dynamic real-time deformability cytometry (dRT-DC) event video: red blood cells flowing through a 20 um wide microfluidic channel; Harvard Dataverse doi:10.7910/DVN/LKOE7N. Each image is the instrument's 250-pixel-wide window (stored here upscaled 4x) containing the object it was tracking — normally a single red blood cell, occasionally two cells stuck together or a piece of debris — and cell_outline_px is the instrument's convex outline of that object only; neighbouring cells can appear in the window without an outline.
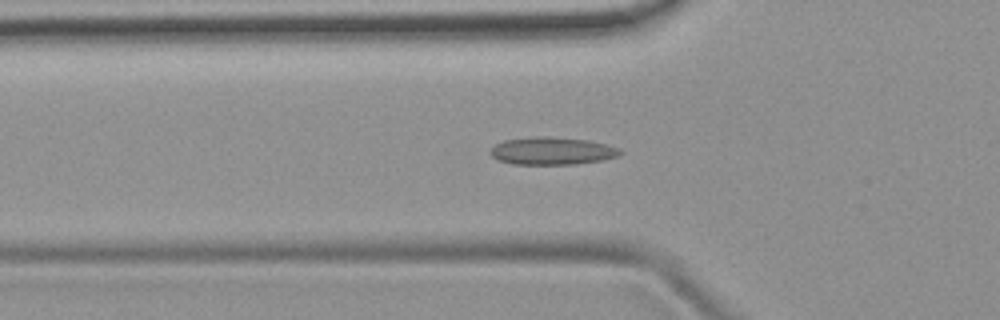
{"species": "common noctule bat (a hibernating species)", "species_latin": "Nyctalus noctula", "temperature_condition": "room temperature", "stored_images_in_passage": 50, "camera_frame_rate_fps": 3000, "um_per_image_px": 0.085, "animal": {"sex": "female", "body_mass_g": 19.9}, "frame": {"image": 1, "passage_image": 16, "time_ms": 5.0, "image_size_px": [1000, 320], "cell_outline_px": [[624, 152], [616, 156], [604, 160], [576, 164], [512, 164], [496, 160], [488, 152], [496, 144], [504, 140], [536, 136], [544, 136], [588, 140], [620, 148]], "centroid_in_image_um": [46.91, 12.83], "position_along_channel_um": 78.9, "area_um2": 20.92}}
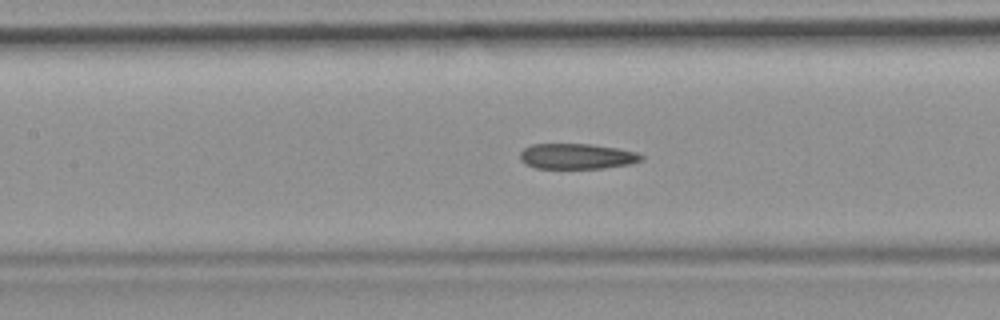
{"frame": {"image": 2, "passage_image": 22, "time_ms": 7.0, "image_size_px": [1000, 320], "cell_outline_px": [[644, 160], [632, 164], [604, 168], [536, 168], [524, 164], [520, 160], [520, 152], [524, 148], [532, 144], [592, 144], [616, 148], [636, 152], [644, 156]], "centroid_in_image_um": [49.04, 13.29], "position_along_channel_um": 158.4, "area_um2": 18.15}}
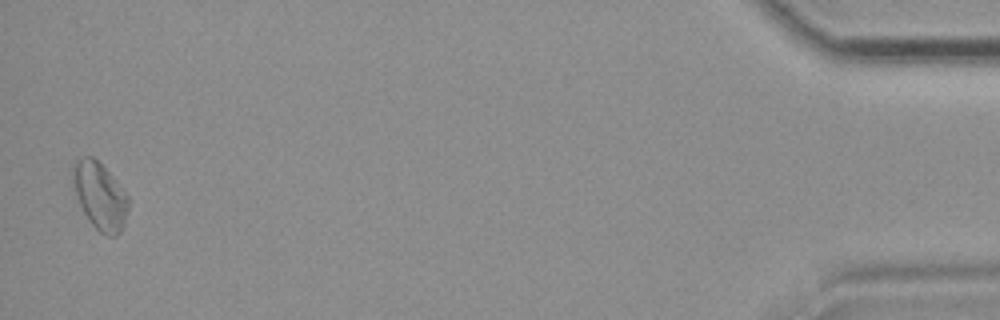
{"frame": {"image": 3, "passage_image": 49, "time_ms": 16.0, "image_size_px": [1000, 320], "cell_outline_px": [[128, 208], [124, 224], [120, 232], [116, 236], [108, 236], [100, 232], [92, 224], [84, 212], [80, 204], [72, 180], [72, 164], [76, 160], [84, 156], [92, 156], [112, 176], [128, 196]], "centroid_in_image_um": [8.49, 16.65], "position_along_channel_um": 426.7, "area_um2": 21.33}, "authors_computed_cell_mechanics": {"area_um2": 19.6809, "velocity_mm_per_s": 3.9469, "shape_relaxation_time_tau1_ms": null, "shape_relaxation_time_tau2_ms": 3.427, "deformation_change_tau1": null, "deformation_change_tau2": 0.1034}}